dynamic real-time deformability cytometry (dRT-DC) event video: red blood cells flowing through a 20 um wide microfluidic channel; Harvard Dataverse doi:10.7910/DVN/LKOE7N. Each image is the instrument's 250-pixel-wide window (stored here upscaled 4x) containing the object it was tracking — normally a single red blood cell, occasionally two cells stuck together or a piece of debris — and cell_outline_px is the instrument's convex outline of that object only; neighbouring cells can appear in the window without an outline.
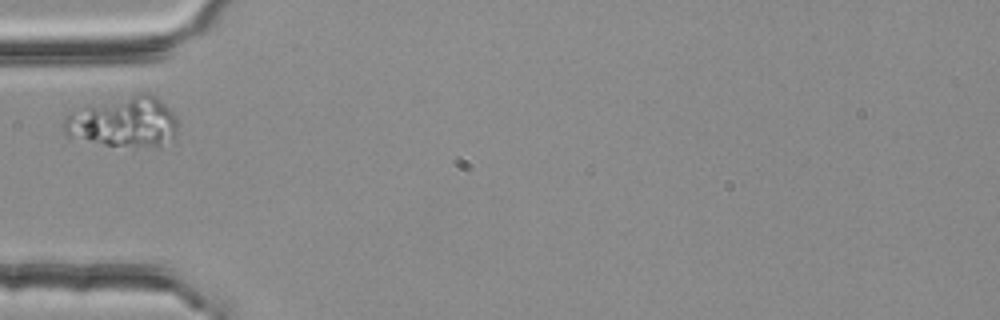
{"species": "common noctule bat (a hibernating species)", "species_latin": "Nyctalus noctula", "temperature_condition": "room temperature", "stored_images_in_passage": 1, "camera_frame_rate_fps": 3000, "um_per_image_px": 0.085, "animal": {"sex": "female", "body_mass_g": 25.1}, "frame": {"image": 1, "passage_image": 1, "time_ms": 0.0, "image_size_px": [1000, 320], "cell_outline_px": [[176, 132], [160, 148], [104, 144], [68, 136], [64, 132], [64, 120], [68, 112], [140, 92], [152, 92], [176, 116]], "centroid_in_image_um": [10.54, 10.36], "position_along_channel_um": 74.5, "area_um2": 33.12}}